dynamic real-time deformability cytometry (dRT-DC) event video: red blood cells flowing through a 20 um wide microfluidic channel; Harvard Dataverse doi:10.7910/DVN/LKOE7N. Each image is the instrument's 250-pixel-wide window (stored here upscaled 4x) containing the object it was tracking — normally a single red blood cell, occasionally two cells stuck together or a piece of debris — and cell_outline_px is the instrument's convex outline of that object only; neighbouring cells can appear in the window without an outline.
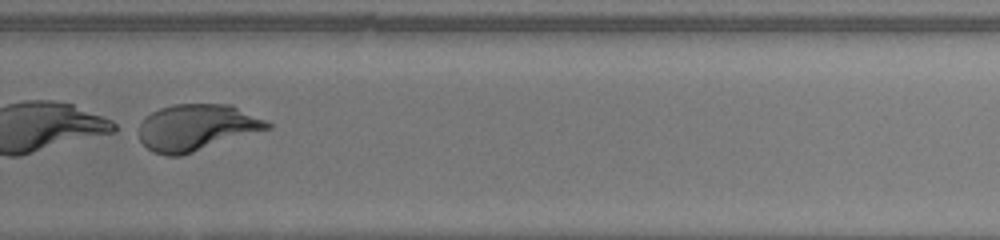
{"species": "human", "species_latin": "Homo sapiens", "temperature_condition": "warm", "stored_images_in_passage": 34, "camera_frame_rate_fps": 3000, "um_per_image_px": 0.085, "donor": {"sex": "female"}, "frame": {"image": 1, "passage_image": 20, "time_ms": 6.333, "image_size_px": [1000, 240], "cell_outline_px": [[272, 128], [180, 156], [168, 156], [152, 152], [140, 140], [140, 124], [152, 112], [160, 108], [176, 104], [232, 104], [272, 124]], "centroid_in_image_um": [16.73, 10.84], "position_along_channel_um": 313.1, "area_um2": 34.51}}